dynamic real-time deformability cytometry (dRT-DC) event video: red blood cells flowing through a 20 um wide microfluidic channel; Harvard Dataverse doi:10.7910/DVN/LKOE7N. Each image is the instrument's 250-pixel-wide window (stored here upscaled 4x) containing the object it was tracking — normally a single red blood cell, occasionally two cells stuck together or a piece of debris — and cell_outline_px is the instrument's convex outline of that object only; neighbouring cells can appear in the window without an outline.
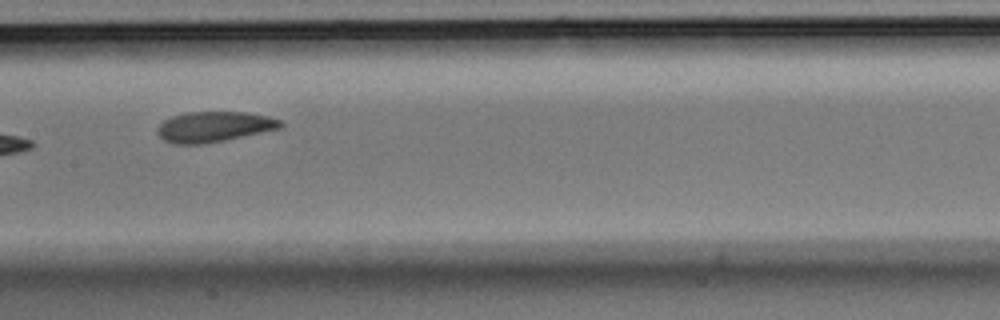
{"species": "Egyptian fruit bat (a non-hibernating species)", "species_latin": "Rousettus aegyptiacus", "temperature_condition": "room temperature", "stored_images_in_passage": 11, "camera_frame_rate_fps": 3000, "um_per_image_px": 0.085, "animal": {"sex": "male"}, "frame": {"image": 1, "passage_image": 4, "time_ms": 1.0, "image_size_px": [1000, 320], "cell_outline_px": [[284, 124], [280, 128], [224, 140], [204, 144], [176, 144], [164, 140], [156, 132], [160, 124], [164, 120], [172, 116], [188, 112], [244, 112], [268, 116], [280, 120]], "centroid_in_image_um": [18.18, 10.77], "position_along_channel_um": 189.2, "area_um2": 21.62}}
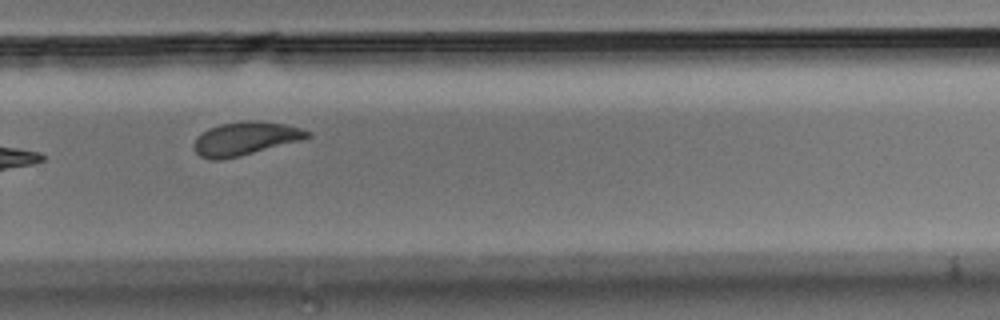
{"frame": {"image": 2, "passage_image": 7, "time_ms": 2.0, "image_size_px": [1000, 320], "cell_outline_px": [[312, 136], [300, 140], [240, 156], [220, 160], [208, 160], [200, 156], [196, 152], [196, 136], [208, 128], [220, 124], [244, 120], [260, 120], [284, 124], [300, 128], [312, 132]], "centroid_in_image_um": [20.85, 11.76], "position_along_channel_um": 308.9, "area_um2": 22.02}}
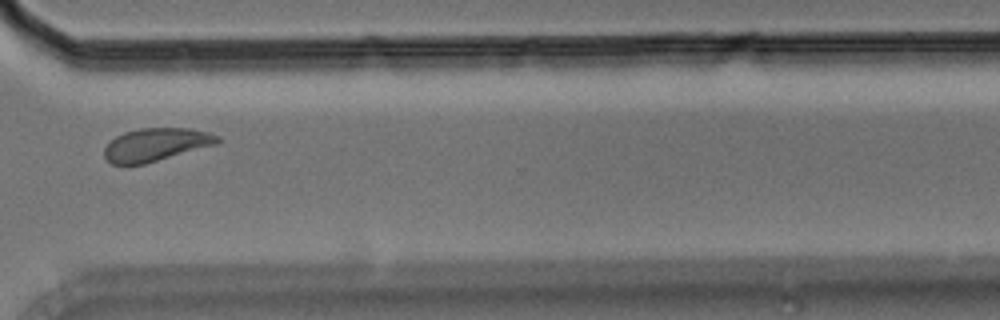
{"frame": {"image": 3, "passage_image": 8, "time_ms": 2.333, "image_size_px": [1000, 320], "cell_outline_px": [[220, 144], [144, 164], [112, 164], [104, 156], [104, 148], [116, 136], [124, 132], [140, 128], [188, 128], [208, 132], [220, 136]], "centroid_in_image_um": [13.31, 12.29], "position_along_channel_um": 357.3, "area_um2": 21.85}}